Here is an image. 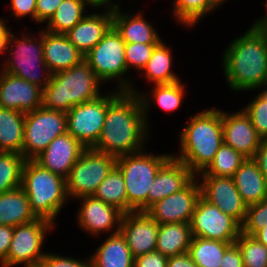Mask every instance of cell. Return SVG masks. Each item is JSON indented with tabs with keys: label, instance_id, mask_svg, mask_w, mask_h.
<instances>
[{
	"label": "cell",
	"instance_id": "37",
	"mask_svg": "<svg viewBox=\"0 0 267 267\" xmlns=\"http://www.w3.org/2000/svg\"><path fill=\"white\" fill-rule=\"evenodd\" d=\"M235 243L242 253L244 267H267V247L255 237L240 232Z\"/></svg>",
	"mask_w": 267,
	"mask_h": 267
},
{
	"label": "cell",
	"instance_id": "44",
	"mask_svg": "<svg viewBox=\"0 0 267 267\" xmlns=\"http://www.w3.org/2000/svg\"><path fill=\"white\" fill-rule=\"evenodd\" d=\"M63 0H36V22L49 21Z\"/></svg>",
	"mask_w": 267,
	"mask_h": 267
},
{
	"label": "cell",
	"instance_id": "52",
	"mask_svg": "<svg viewBox=\"0 0 267 267\" xmlns=\"http://www.w3.org/2000/svg\"><path fill=\"white\" fill-rule=\"evenodd\" d=\"M4 19L0 18V39H9L11 32H9L8 28L4 24Z\"/></svg>",
	"mask_w": 267,
	"mask_h": 267
},
{
	"label": "cell",
	"instance_id": "41",
	"mask_svg": "<svg viewBox=\"0 0 267 267\" xmlns=\"http://www.w3.org/2000/svg\"><path fill=\"white\" fill-rule=\"evenodd\" d=\"M158 44L125 43V59L127 70L132 66L143 70Z\"/></svg>",
	"mask_w": 267,
	"mask_h": 267
},
{
	"label": "cell",
	"instance_id": "45",
	"mask_svg": "<svg viewBox=\"0 0 267 267\" xmlns=\"http://www.w3.org/2000/svg\"><path fill=\"white\" fill-rule=\"evenodd\" d=\"M12 13L16 17L30 15L36 22V0H11Z\"/></svg>",
	"mask_w": 267,
	"mask_h": 267
},
{
	"label": "cell",
	"instance_id": "12",
	"mask_svg": "<svg viewBox=\"0 0 267 267\" xmlns=\"http://www.w3.org/2000/svg\"><path fill=\"white\" fill-rule=\"evenodd\" d=\"M52 226L54 223L44 218L14 226L8 255L0 266L11 267L23 263L25 267H39L46 255L41 251L44 238Z\"/></svg>",
	"mask_w": 267,
	"mask_h": 267
},
{
	"label": "cell",
	"instance_id": "20",
	"mask_svg": "<svg viewBox=\"0 0 267 267\" xmlns=\"http://www.w3.org/2000/svg\"><path fill=\"white\" fill-rule=\"evenodd\" d=\"M80 211H78L79 226L90 232L89 234L97 235L110 231L114 225L121 224L123 212L115 206L104 203L92 196H82Z\"/></svg>",
	"mask_w": 267,
	"mask_h": 267
},
{
	"label": "cell",
	"instance_id": "36",
	"mask_svg": "<svg viewBox=\"0 0 267 267\" xmlns=\"http://www.w3.org/2000/svg\"><path fill=\"white\" fill-rule=\"evenodd\" d=\"M238 151L223 143L212 163L199 175H214L218 177H232L240 165L246 160Z\"/></svg>",
	"mask_w": 267,
	"mask_h": 267
},
{
	"label": "cell",
	"instance_id": "16",
	"mask_svg": "<svg viewBox=\"0 0 267 267\" xmlns=\"http://www.w3.org/2000/svg\"><path fill=\"white\" fill-rule=\"evenodd\" d=\"M159 224L147 212L123 214L120 232L134 257L156 250Z\"/></svg>",
	"mask_w": 267,
	"mask_h": 267
},
{
	"label": "cell",
	"instance_id": "22",
	"mask_svg": "<svg viewBox=\"0 0 267 267\" xmlns=\"http://www.w3.org/2000/svg\"><path fill=\"white\" fill-rule=\"evenodd\" d=\"M41 31L43 32L44 62L51 74L70 69L84 60V54L69 41L65 34Z\"/></svg>",
	"mask_w": 267,
	"mask_h": 267
},
{
	"label": "cell",
	"instance_id": "9",
	"mask_svg": "<svg viewBox=\"0 0 267 267\" xmlns=\"http://www.w3.org/2000/svg\"><path fill=\"white\" fill-rule=\"evenodd\" d=\"M39 35V42L36 39V43H33L34 40L31 36L27 37V35H22V38L16 37L17 39H15L14 34L11 33L7 46L9 48L7 49H10L11 45V49L14 47L16 50L13 49L14 51L12 50L10 52V55H12L13 58L3 64L5 67L1 71L22 78L23 80L31 82L32 84L44 89L50 82L52 74L44 62L43 33L41 32ZM12 45L14 46L12 47ZM39 65L42 73H40L38 68ZM35 69H38L39 72L36 73ZM45 72V76H42L41 74Z\"/></svg>",
	"mask_w": 267,
	"mask_h": 267
},
{
	"label": "cell",
	"instance_id": "34",
	"mask_svg": "<svg viewBox=\"0 0 267 267\" xmlns=\"http://www.w3.org/2000/svg\"><path fill=\"white\" fill-rule=\"evenodd\" d=\"M25 162L19 153L0 151V194L21 187Z\"/></svg>",
	"mask_w": 267,
	"mask_h": 267
},
{
	"label": "cell",
	"instance_id": "15",
	"mask_svg": "<svg viewBox=\"0 0 267 267\" xmlns=\"http://www.w3.org/2000/svg\"><path fill=\"white\" fill-rule=\"evenodd\" d=\"M201 196L230 215L240 225L245 221L247 205L240 196L232 177L200 175Z\"/></svg>",
	"mask_w": 267,
	"mask_h": 267
},
{
	"label": "cell",
	"instance_id": "43",
	"mask_svg": "<svg viewBox=\"0 0 267 267\" xmlns=\"http://www.w3.org/2000/svg\"><path fill=\"white\" fill-rule=\"evenodd\" d=\"M167 260V256L155 250L135 257L134 267H167Z\"/></svg>",
	"mask_w": 267,
	"mask_h": 267
},
{
	"label": "cell",
	"instance_id": "46",
	"mask_svg": "<svg viewBox=\"0 0 267 267\" xmlns=\"http://www.w3.org/2000/svg\"><path fill=\"white\" fill-rule=\"evenodd\" d=\"M220 267H244L242 253L236 243L225 250Z\"/></svg>",
	"mask_w": 267,
	"mask_h": 267
},
{
	"label": "cell",
	"instance_id": "1",
	"mask_svg": "<svg viewBox=\"0 0 267 267\" xmlns=\"http://www.w3.org/2000/svg\"><path fill=\"white\" fill-rule=\"evenodd\" d=\"M150 103L143 94L122 91L108 105L104 127L92 148L116 158L142 151Z\"/></svg>",
	"mask_w": 267,
	"mask_h": 267
},
{
	"label": "cell",
	"instance_id": "13",
	"mask_svg": "<svg viewBox=\"0 0 267 267\" xmlns=\"http://www.w3.org/2000/svg\"><path fill=\"white\" fill-rule=\"evenodd\" d=\"M190 226L193 237L227 243H235L241 232V225L234 218L223 213L202 196L197 201Z\"/></svg>",
	"mask_w": 267,
	"mask_h": 267
},
{
	"label": "cell",
	"instance_id": "14",
	"mask_svg": "<svg viewBox=\"0 0 267 267\" xmlns=\"http://www.w3.org/2000/svg\"><path fill=\"white\" fill-rule=\"evenodd\" d=\"M196 176L180 191L157 201L146 212L159 224L190 223L198 199L200 183Z\"/></svg>",
	"mask_w": 267,
	"mask_h": 267
},
{
	"label": "cell",
	"instance_id": "30",
	"mask_svg": "<svg viewBox=\"0 0 267 267\" xmlns=\"http://www.w3.org/2000/svg\"><path fill=\"white\" fill-rule=\"evenodd\" d=\"M171 49L168 48L164 41H161L153 50L142 73L146 75V79L154 82V84H170L179 81L174 72L171 71L172 56Z\"/></svg>",
	"mask_w": 267,
	"mask_h": 267
},
{
	"label": "cell",
	"instance_id": "54",
	"mask_svg": "<svg viewBox=\"0 0 267 267\" xmlns=\"http://www.w3.org/2000/svg\"><path fill=\"white\" fill-rule=\"evenodd\" d=\"M8 41L9 39H0V54L3 53V51L5 53L8 50Z\"/></svg>",
	"mask_w": 267,
	"mask_h": 267
},
{
	"label": "cell",
	"instance_id": "31",
	"mask_svg": "<svg viewBox=\"0 0 267 267\" xmlns=\"http://www.w3.org/2000/svg\"><path fill=\"white\" fill-rule=\"evenodd\" d=\"M233 243L193 237L188 253L197 267H220L225 250Z\"/></svg>",
	"mask_w": 267,
	"mask_h": 267
},
{
	"label": "cell",
	"instance_id": "47",
	"mask_svg": "<svg viewBox=\"0 0 267 267\" xmlns=\"http://www.w3.org/2000/svg\"><path fill=\"white\" fill-rule=\"evenodd\" d=\"M14 227L0 225V264L6 259L12 241Z\"/></svg>",
	"mask_w": 267,
	"mask_h": 267
},
{
	"label": "cell",
	"instance_id": "2",
	"mask_svg": "<svg viewBox=\"0 0 267 267\" xmlns=\"http://www.w3.org/2000/svg\"><path fill=\"white\" fill-rule=\"evenodd\" d=\"M223 70L231 89L261 88L267 78V33L253 25L223 53Z\"/></svg>",
	"mask_w": 267,
	"mask_h": 267
},
{
	"label": "cell",
	"instance_id": "27",
	"mask_svg": "<svg viewBox=\"0 0 267 267\" xmlns=\"http://www.w3.org/2000/svg\"><path fill=\"white\" fill-rule=\"evenodd\" d=\"M26 192L17 188L0 194V225L18 226L35 221Z\"/></svg>",
	"mask_w": 267,
	"mask_h": 267
},
{
	"label": "cell",
	"instance_id": "50",
	"mask_svg": "<svg viewBox=\"0 0 267 267\" xmlns=\"http://www.w3.org/2000/svg\"><path fill=\"white\" fill-rule=\"evenodd\" d=\"M109 1L110 0H83V2L85 4L90 5L92 8L93 7H99L100 8L101 6H105L106 4H108V5H106V6H108L107 7L108 10L113 12L117 7H119V5L116 3L114 4V2L110 3Z\"/></svg>",
	"mask_w": 267,
	"mask_h": 267
},
{
	"label": "cell",
	"instance_id": "10",
	"mask_svg": "<svg viewBox=\"0 0 267 267\" xmlns=\"http://www.w3.org/2000/svg\"><path fill=\"white\" fill-rule=\"evenodd\" d=\"M117 158L93 148H85L66 178L68 197L92 196L116 165Z\"/></svg>",
	"mask_w": 267,
	"mask_h": 267
},
{
	"label": "cell",
	"instance_id": "7",
	"mask_svg": "<svg viewBox=\"0 0 267 267\" xmlns=\"http://www.w3.org/2000/svg\"><path fill=\"white\" fill-rule=\"evenodd\" d=\"M84 60L102 82L112 79L116 80V78L119 82V79H121L117 87L119 91H128L133 94H138L136 93V89L132 87L133 85H131L130 81H124L121 77L129 71L127 70L125 59V41L113 26L103 38L84 55Z\"/></svg>",
	"mask_w": 267,
	"mask_h": 267
},
{
	"label": "cell",
	"instance_id": "33",
	"mask_svg": "<svg viewBox=\"0 0 267 267\" xmlns=\"http://www.w3.org/2000/svg\"><path fill=\"white\" fill-rule=\"evenodd\" d=\"M83 0H63L55 14L47 22L46 31L54 34H66L85 16Z\"/></svg>",
	"mask_w": 267,
	"mask_h": 267
},
{
	"label": "cell",
	"instance_id": "51",
	"mask_svg": "<svg viewBox=\"0 0 267 267\" xmlns=\"http://www.w3.org/2000/svg\"><path fill=\"white\" fill-rule=\"evenodd\" d=\"M253 237H255L261 244L267 247V226L257 231Z\"/></svg>",
	"mask_w": 267,
	"mask_h": 267
},
{
	"label": "cell",
	"instance_id": "53",
	"mask_svg": "<svg viewBox=\"0 0 267 267\" xmlns=\"http://www.w3.org/2000/svg\"><path fill=\"white\" fill-rule=\"evenodd\" d=\"M266 8H267V3L265 4ZM254 27L260 29V30H266L267 29V15L264 16L263 18H261L260 20L256 21L253 24Z\"/></svg>",
	"mask_w": 267,
	"mask_h": 267
},
{
	"label": "cell",
	"instance_id": "49",
	"mask_svg": "<svg viewBox=\"0 0 267 267\" xmlns=\"http://www.w3.org/2000/svg\"><path fill=\"white\" fill-rule=\"evenodd\" d=\"M167 267H197L188 252L168 257Z\"/></svg>",
	"mask_w": 267,
	"mask_h": 267
},
{
	"label": "cell",
	"instance_id": "38",
	"mask_svg": "<svg viewBox=\"0 0 267 267\" xmlns=\"http://www.w3.org/2000/svg\"><path fill=\"white\" fill-rule=\"evenodd\" d=\"M153 96L154 102L164 111H174L179 108L184 98V86L181 81L170 84H155Z\"/></svg>",
	"mask_w": 267,
	"mask_h": 267
},
{
	"label": "cell",
	"instance_id": "6",
	"mask_svg": "<svg viewBox=\"0 0 267 267\" xmlns=\"http://www.w3.org/2000/svg\"><path fill=\"white\" fill-rule=\"evenodd\" d=\"M172 156V154L150 155L139 151L117 158L116 166L120 169L126 185L127 213L148 210L149 189L160 168Z\"/></svg>",
	"mask_w": 267,
	"mask_h": 267
},
{
	"label": "cell",
	"instance_id": "48",
	"mask_svg": "<svg viewBox=\"0 0 267 267\" xmlns=\"http://www.w3.org/2000/svg\"><path fill=\"white\" fill-rule=\"evenodd\" d=\"M253 159L257 162L263 176L267 179V138L261 139Z\"/></svg>",
	"mask_w": 267,
	"mask_h": 267
},
{
	"label": "cell",
	"instance_id": "11",
	"mask_svg": "<svg viewBox=\"0 0 267 267\" xmlns=\"http://www.w3.org/2000/svg\"><path fill=\"white\" fill-rule=\"evenodd\" d=\"M113 92L76 105L66 113L67 132L86 148H92L97 143L107 107L122 91Z\"/></svg>",
	"mask_w": 267,
	"mask_h": 267
},
{
	"label": "cell",
	"instance_id": "5",
	"mask_svg": "<svg viewBox=\"0 0 267 267\" xmlns=\"http://www.w3.org/2000/svg\"><path fill=\"white\" fill-rule=\"evenodd\" d=\"M21 188L26 192L35 215L54 223L68 198L66 179L41 167L34 160H26Z\"/></svg>",
	"mask_w": 267,
	"mask_h": 267
},
{
	"label": "cell",
	"instance_id": "26",
	"mask_svg": "<svg viewBox=\"0 0 267 267\" xmlns=\"http://www.w3.org/2000/svg\"><path fill=\"white\" fill-rule=\"evenodd\" d=\"M113 231L91 256L92 267H134L135 257L120 232V225Z\"/></svg>",
	"mask_w": 267,
	"mask_h": 267
},
{
	"label": "cell",
	"instance_id": "39",
	"mask_svg": "<svg viewBox=\"0 0 267 267\" xmlns=\"http://www.w3.org/2000/svg\"><path fill=\"white\" fill-rule=\"evenodd\" d=\"M242 110L251 118L257 135L261 139L267 138V88Z\"/></svg>",
	"mask_w": 267,
	"mask_h": 267
},
{
	"label": "cell",
	"instance_id": "24",
	"mask_svg": "<svg viewBox=\"0 0 267 267\" xmlns=\"http://www.w3.org/2000/svg\"><path fill=\"white\" fill-rule=\"evenodd\" d=\"M232 178L247 206L257 204L267 198V179L253 158H247Z\"/></svg>",
	"mask_w": 267,
	"mask_h": 267
},
{
	"label": "cell",
	"instance_id": "29",
	"mask_svg": "<svg viewBox=\"0 0 267 267\" xmlns=\"http://www.w3.org/2000/svg\"><path fill=\"white\" fill-rule=\"evenodd\" d=\"M25 114L0 107V151L22 155Z\"/></svg>",
	"mask_w": 267,
	"mask_h": 267
},
{
	"label": "cell",
	"instance_id": "4",
	"mask_svg": "<svg viewBox=\"0 0 267 267\" xmlns=\"http://www.w3.org/2000/svg\"><path fill=\"white\" fill-rule=\"evenodd\" d=\"M99 83L102 81L83 60L70 69L52 74L43 89L42 106L67 113L76 105L100 97Z\"/></svg>",
	"mask_w": 267,
	"mask_h": 267
},
{
	"label": "cell",
	"instance_id": "8",
	"mask_svg": "<svg viewBox=\"0 0 267 267\" xmlns=\"http://www.w3.org/2000/svg\"><path fill=\"white\" fill-rule=\"evenodd\" d=\"M67 132L66 112L39 107L25 114L22 155L34 160L57 137Z\"/></svg>",
	"mask_w": 267,
	"mask_h": 267
},
{
	"label": "cell",
	"instance_id": "23",
	"mask_svg": "<svg viewBox=\"0 0 267 267\" xmlns=\"http://www.w3.org/2000/svg\"><path fill=\"white\" fill-rule=\"evenodd\" d=\"M113 26V12L106 9L102 14L85 15L65 35L82 53L87 54Z\"/></svg>",
	"mask_w": 267,
	"mask_h": 267
},
{
	"label": "cell",
	"instance_id": "17",
	"mask_svg": "<svg viewBox=\"0 0 267 267\" xmlns=\"http://www.w3.org/2000/svg\"><path fill=\"white\" fill-rule=\"evenodd\" d=\"M42 95L39 86L0 72V107L27 113L42 107Z\"/></svg>",
	"mask_w": 267,
	"mask_h": 267
},
{
	"label": "cell",
	"instance_id": "28",
	"mask_svg": "<svg viewBox=\"0 0 267 267\" xmlns=\"http://www.w3.org/2000/svg\"><path fill=\"white\" fill-rule=\"evenodd\" d=\"M190 223H167L159 225L156 251L171 257L189 251L192 241Z\"/></svg>",
	"mask_w": 267,
	"mask_h": 267
},
{
	"label": "cell",
	"instance_id": "42",
	"mask_svg": "<svg viewBox=\"0 0 267 267\" xmlns=\"http://www.w3.org/2000/svg\"><path fill=\"white\" fill-rule=\"evenodd\" d=\"M39 267H92V263L91 259L87 262H83L82 260L70 257L46 253Z\"/></svg>",
	"mask_w": 267,
	"mask_h": 267
},
{
	"label": "cell",
	"instance_id": "40",
	"mask_svg": "<svg viewBox=\"0 0 267 267\" xmlns=\"http://www.w3.org/2000/svg\"><path fill=\"white\" fill-rule=\"evenodd\" d=\"M264 226H267V198L247 207V214L244 223L241 225V232L253 236Z\"/></svg>",
	"mask_w": 267,
	"mask_h": 267
},
{
	"label": "cell",
	"instance_id": "3",
	"mask_svg": "<svg viewBox=\"0 0 267 267\" xmlns=\"http://www.w3.org/2000/svg\"><path fill=\"white\" fill-rule=\"evenodd\" d=\"M189 119V125L180 134V156L173 157L186 164L197 176L208 168L224 143L222 111L211 108Z\"/></svg>",
	"mask_w": 267,
	"mask_h": 267
},
{
	"label": "cell",
	"instance_id": "25",
	"mask_svg": "<svg viewBox=\"0 0 267 267\" xmlns=\"http://www.w3.org/2000/svg\"><path fill=\"white\" fill-rule=\"evenodd\" d=\"M113 27L125 43L159 44L162 40L157 31L141 14L121 13L119 7L113 11Z\"/></svg>",
	"mask_w": 267,
	"mask_h": 267
},
{
	"label": "cell",
	"instance_id": "32",
	"mask_svg": "<svg viewBox=\"0 0 267 267\" xmlns=\"http://www.w3.org/2000/svg\"><path fill=\"white\" fill-rule=\"evenodd\" d=\"M96 199L127 213L126 185L120 169L115 165L93 194Z\"/></svg>",
	"mask_w": 267,
	"mask_h": 267
},
{
	"label": "cell",
	"instance_id": "35",
	"mask_svg": "<svg viewBox=\"0 0 267 267\" xmlns=\"http://www.w3.org/2000/svg\"><path fill=\"white\" fill-rule=\"evenodd\" d=\"M173 2L175 19L189 27L223 3L221 0H174Z\"/></svg>",
	"mask_w": 267,
	"mask_h": 267
},
{
	"label": "cell",
	"instance_id": "55",
	"mask_svg": "<svg viewBox=\"0 0 267 267\" xmlns=\"http://www.w3.org/2000/svg\"><path fill=\"white\" fill-rule=\"evenodd\" d=\"M263 87L267 88V78Z\"/></svg>",
	"mask_w": 267,
	"mask_h": 267
},
{
	"label": "cell",
	"instance_id": "19",
	"mask_svg": "<svg viewBox=\"0 0 267 267\" xmlns=\"http://www.w3.org/2000/svg\"><path fill=\"white\" fill-rule=\"evenodd\" d=\"M85 148L66 132L57 136L34 161L41 167L66 179Z\"/></svg>",
	"mask_w": 267,
	"mask_h": 267
},
{
	"label": "cell",
	"instance_id": "18",
	"mask_svg": "<svg viewBox=\"0 0 267 267\" xmlns=\"http://www.w3.org/2000/svg\"><path fill=\"white\" fill-rule=\"evenodd\" d=\"M224 143L246 158H253L259 148L261 138L245 111L230 114L222 111Z\"/></svg>",
	"mask_w": 267,
	"mask_h": 267
},
{
	"label": "cell",
	"instance_id": "21",
	"mask_svg": "<svg viewBox=\"0 0 267 267\" xmlns=\"http://www.w3.org/2000/svg\"><path fill=\"white\" fill-rule=\"evenodd\" d=\"M195 175L173 156L160 168L148 193V209L157 201L184 188Z\"/></svg>",
	"mask_w": 267,
	"mask_h": 267
}]
</instances>
